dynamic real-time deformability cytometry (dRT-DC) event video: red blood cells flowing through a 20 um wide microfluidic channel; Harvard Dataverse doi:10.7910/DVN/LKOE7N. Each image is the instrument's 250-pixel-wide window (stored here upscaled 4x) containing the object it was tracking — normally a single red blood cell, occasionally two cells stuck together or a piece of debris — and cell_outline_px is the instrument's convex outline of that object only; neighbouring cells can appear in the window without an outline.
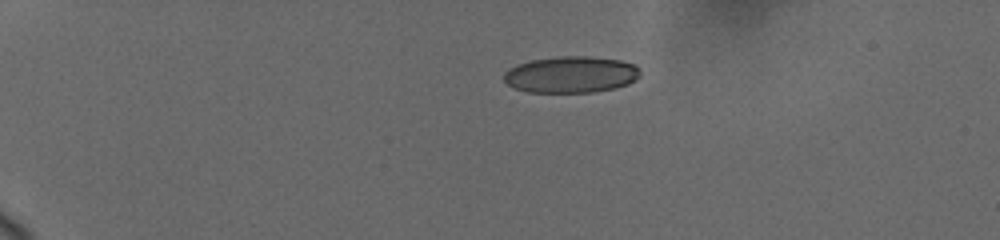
{"species": "human", "species_latin": "Homo sapiens", "temperature_condition": "cold", "stored_images_in_passage": 41, "camera_frame_rate_fps": 3000, "um_per_image_px": 0.085, "donor": {"sex": "female"}, "frame": {"image": 1, "passage_image": 1, "time_ms": 0.0, "image_size_px": [1000, 240], "cell_outline_px": [[640, 76], [636, 80], [628, 84], [616, 88], [592, 92], [528, 92], [516, 88], [508, 84], [504, 80], [504, 72], [508, 68], [516, 64], [532, 60], [560, 56], [588, 56], [620, 60], [636, 64], [640, 68]], "centroid_in_image_um": [48.56, 6.33], "position_along_channel_um": 36.4, "area_um2": 29.19}}
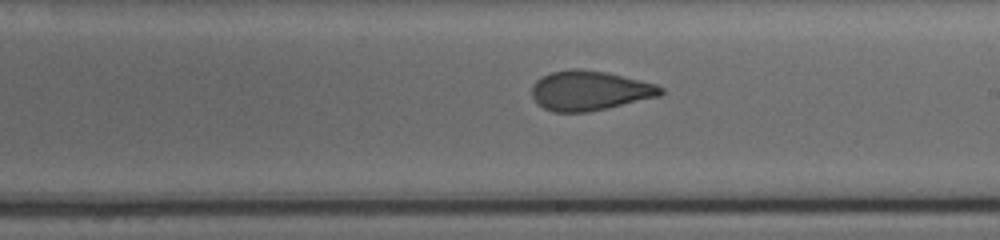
{"frame": {"image": 2, "passage_image": 22, "time_ms": 7.667, "image_size_px": [1000, 240], "cell_outline_px": [[664, 92], [660, 96], [608, 108], [588, 112], [552, 112], [544, 108], [532, 96], [532, 84], [536, 80], [552, 72], [576, 68], [580, 68], [604, 72], [656, 84], [664, 88]], "centroid_in_image_um": [50.13, 7.71], "position_along_channel_um": 238.9, "area_um2": 29.59}}
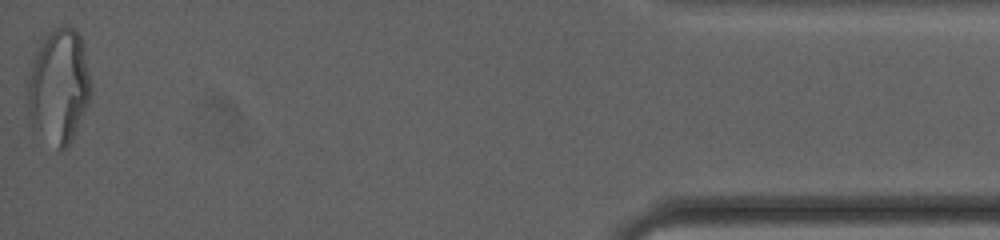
{"frame": {"image": 3, "passage_image": 41, "time_ms": 14.667, "image_size_px": [1000, 240], "cell_outline_px": [[92, 96], [72, 140], [68, 148], [60, 152], [32, 128], [28, 116], [28, 80], [32, 60], [40, 44], [48, 32], [52, 28], [60, 24], [68, 24], [76, 28], [80, 36], [84, 48], [92, 84]], "centroid_in_image_um": [5.02, 7.34], "position_along_channel_um": 430.2, "area_um2": 43.29}, "authors_computed_cell_mechanics": {"area_um2": 29.9982, "velocity_mm_per_s": 3.7033, "shape_relaxation_time_tau1_ms": null, "shape_relaxation_time_tau2_ms": 1.1089, "deformation_change_tau1": null, "deformation_change_tau2": 0.0865}}